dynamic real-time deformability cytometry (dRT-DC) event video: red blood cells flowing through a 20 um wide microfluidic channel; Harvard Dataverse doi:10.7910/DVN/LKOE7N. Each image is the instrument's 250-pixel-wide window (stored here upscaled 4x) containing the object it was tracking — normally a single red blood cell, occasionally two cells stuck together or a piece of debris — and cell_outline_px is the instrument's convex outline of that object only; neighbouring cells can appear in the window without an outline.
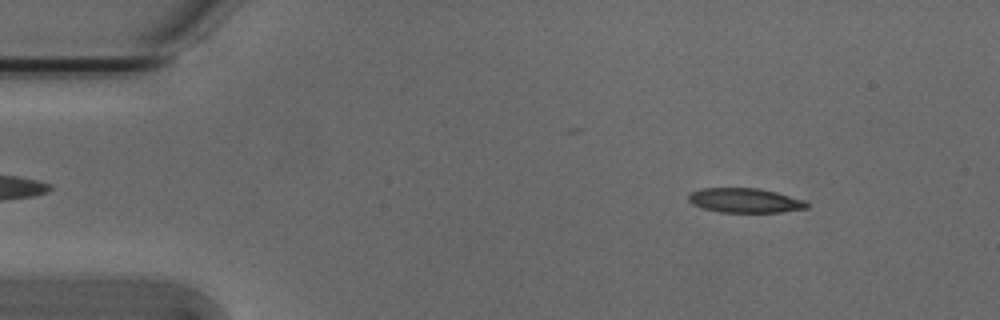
{"species": "Egyptian fruit bat (a non-hibernating species)", "species_latin": "Rousettus aegyptiacus", "temperature_condition": "cold", "stored_images_in_passage": 3, "camera_frame_rate_fps": 3000, "um_per_image_px": 0.085, "animal": {"sex": "male"}, "frame": {"image": 1, "passage_image": 1, "time_ms": 0.0, "image_size_px": [1000, 320], "cell_outline_px": [[808, 208], [780, 212], [720, 212], [704, 208], [692, 204], [688, 200], [688, 196], [692, 192], [700, 188], [756, 188], [776, 192], [804, 200], [808, 204]], "centroid_in_image_um": [63.31, 17.03], "position_along_channel_um": 21.7, "area_um2": 16.76}}